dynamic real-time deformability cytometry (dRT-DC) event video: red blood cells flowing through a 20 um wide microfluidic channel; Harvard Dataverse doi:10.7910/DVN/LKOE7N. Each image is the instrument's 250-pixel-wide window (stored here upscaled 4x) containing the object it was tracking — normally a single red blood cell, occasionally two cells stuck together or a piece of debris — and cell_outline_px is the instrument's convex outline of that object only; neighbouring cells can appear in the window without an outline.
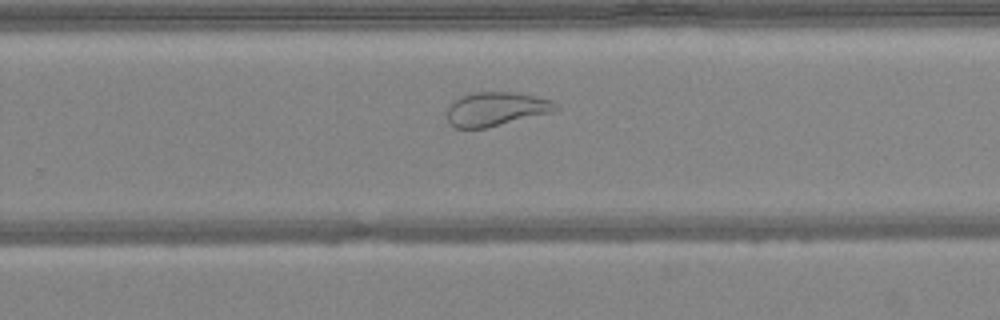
{"species": "common noctule bat (a hibernating species)", "species_latin": "Nyctalus noctula", "temperature_condition": "warm", "stored_images_in_passage": 44, "camera_frame_rate_fps": 3000, "um_per_image_px": 0.085, "animal": {"sex": "female", "body_mass_g": 24.6, "forearm_length_mm": 56.2}, "frame": {"image": 1, "passage_image": 27, "time_ms": 8.667, "image_size_px": [1000, 320], "cell_outline_px": [[560, 108], [552, 112], [488, 128], [456, 128], [448, 124], [448, 104], [452, 100], [460, 96], [476, 92], [516, 92], [552, 100], [560, 104]], "centroid_in_image_um": [42.17, 9.26], "position_along_channel_um": 287.6, "area_um2": 21.79}}
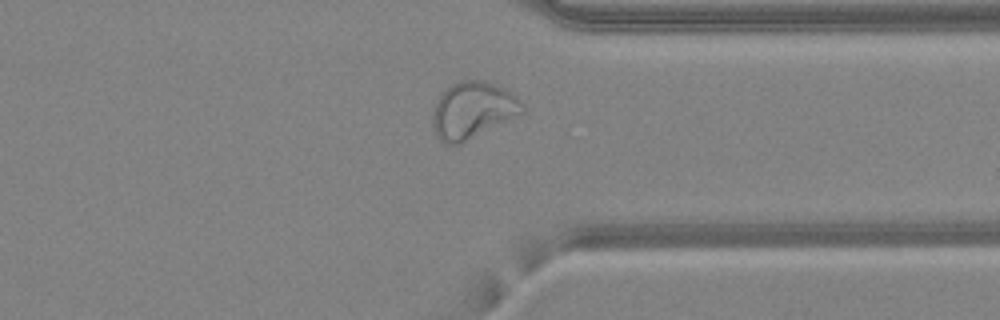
{"frame": {"image": 2, "passage_image": 33, "time_ms": 10.667, "image_size_px": [1000, 320], "cell_outline_px": [[524, 112], [460, 144], [444, 144], [436, 136], [432, 124], [432, 116], [436, 100], [452, 84], [460, 80], [484, 80], [516, 96], [524, 104]], "centroid_in_image_um": [40.14, 9.38], "position_along_channel_um": 371.3, "area_um2": 29.19}}
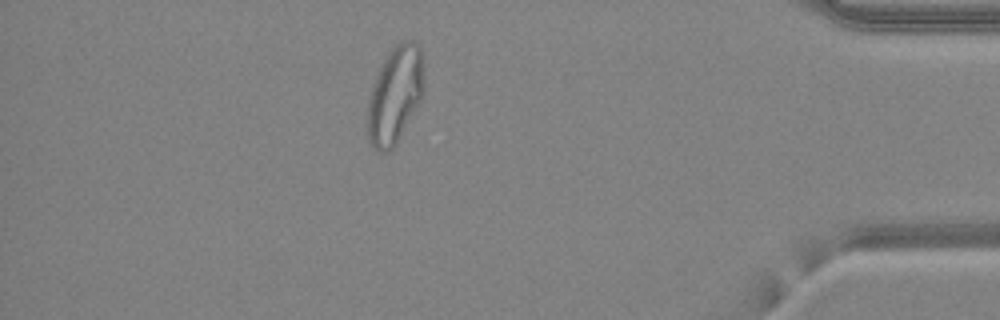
{"frame": {"image": 3, "passage_image": 38, "time_ms": 12.333, "image_size_px": [1000, 320], "cell_outline_px": [[424, 80], [420, 100], [416, 108], [396, 144], [392, 148], [384, 152], [376, 152], [368, 140], [368, 100], [372, 84], [376, 72], [380, 64], [388, 52], [400, 40], [416, 40], [420, 48], [424, 64]], "centroid_in_image_um": [33.57, 8.02], "position_along_channel_um": 401.6, "area_um2": 32.19}}